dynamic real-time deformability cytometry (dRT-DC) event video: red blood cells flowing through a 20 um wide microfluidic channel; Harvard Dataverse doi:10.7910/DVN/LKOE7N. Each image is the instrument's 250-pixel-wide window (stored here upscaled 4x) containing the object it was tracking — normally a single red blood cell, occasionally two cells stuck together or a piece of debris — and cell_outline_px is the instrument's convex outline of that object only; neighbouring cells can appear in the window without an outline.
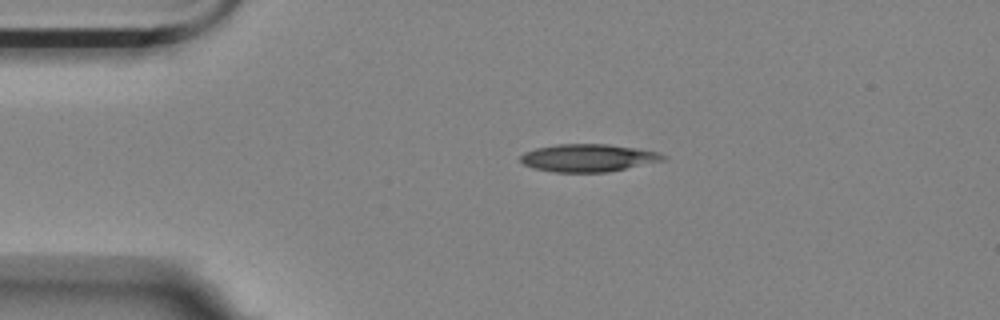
{"species": "Egyptian fruit bat (a non-hibernating species)", "species_latin": "Rousettus aegyptiacus", "temperature_condition": "room temperature", "stored_images_in_passage": 3, "camera_frame_rate_fps": 3000, "um_per_image_px": 0.085, "animal": {"sex": "female"}, "frame": {"image": 1, "passage_image": 1, "time_ms": 0.0, "image_size_px": [1000, 320], "cell_outline_px": [[668, 160], [608, 172], [556, 172], [532, 168], [524, 164], [520, 160], [520, 156], [524, 152], [536, 148], [556, 144], [608, 144], [636, 148], [660, 152], [668, 156]], "centroid_in_image_um": [50.05, 13.42], "position_along_channel_um": 34.9, "area_um2": 23.24}}